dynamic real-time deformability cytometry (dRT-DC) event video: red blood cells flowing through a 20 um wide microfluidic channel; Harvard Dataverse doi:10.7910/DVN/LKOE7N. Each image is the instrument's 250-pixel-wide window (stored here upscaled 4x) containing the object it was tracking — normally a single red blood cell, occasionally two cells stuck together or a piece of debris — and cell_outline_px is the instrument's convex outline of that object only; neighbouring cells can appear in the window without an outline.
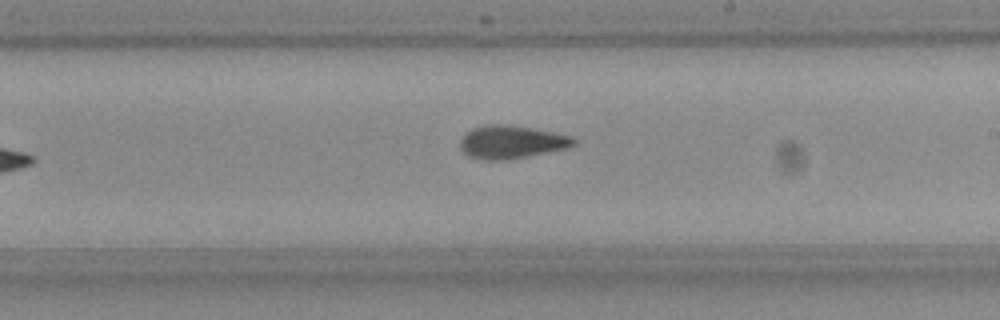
{"species": "Egyptian fruit bat (a non-hibernating species)", "species_latin": "Rousettus aegyptiacus", "temperature_condition": "room temperature", "stored_images_in_passage": 11, "camera_frame_rate_fps": 3000, "um_per_image_px": 0.085, "frame": {"image": 1, "passage_image": 10, "time_ms": 3.0, "image_size_px": [1000, 320], "cell_outline_px": [[576, 144], [568, 148], [524, 156], [500, 160], [480, 160], [468, 156], [460, 148], [460, 140], [464, 132], [472, 128], [488, 124], [512, 124], [572, 136], [576, 140]], "centroid_in_image_um": [43.43, 12.05], "position_along_channel_um": 245.6, "area_um2": 21.91}}
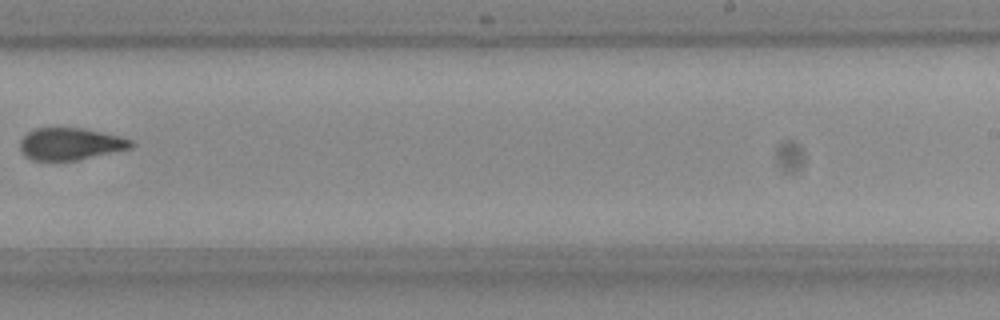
{"frame": {"image": 2, "passage_image": 11, "time_ms": 3.333, "image_size_px": [1000, 320], "cell_outline_px": [[136, 144], [132, 148], [76, 160], [32, 160], [20, 148], [20, 140], [28, 132], [36, 128], [84, 128], [120, 136], [132, 140]], "centroid_in_image_um": [6.03, 12.22], "position_along_channel_um": 283.0, "area_um2": 20.58}}